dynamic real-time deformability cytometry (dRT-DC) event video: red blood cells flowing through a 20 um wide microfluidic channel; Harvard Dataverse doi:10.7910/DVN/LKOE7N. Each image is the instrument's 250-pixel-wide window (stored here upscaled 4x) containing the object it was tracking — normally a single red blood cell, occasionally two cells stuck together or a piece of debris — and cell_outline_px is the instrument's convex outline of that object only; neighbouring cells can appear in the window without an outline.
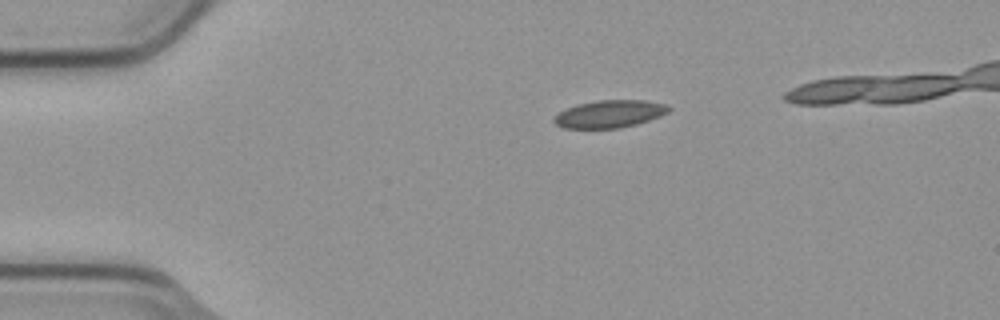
{"species": "common noctule bat (a hibernating species)", "species_latin": "Nyctalus noctula", "temperature_condition": "cold", "stored_images_in_passage": 3, "camera_frame_rate_fps": 3000, "um_per_image_px": 0.085, "animal": {"sex": "male", "body_mass_g": 23.1, "forearm_length_mm": 52.7}, "frame": {"image": 1, "passage_image": 1, "time_ms": 0.0, "image_size_px": [1000, 320], "cell_outline_px": [[672, 108], [668, 112], [660, 116], [636, 124], [620, 128], [564, 128], [556, 124], [552, 120], [560, 112], [576, 104], [596, 100], [644, 100], [664, 104]], "centroid_in_image_um": [51.82, 9.68], "position_along_channel_um": 33.2, "area_um2": 18.26}}